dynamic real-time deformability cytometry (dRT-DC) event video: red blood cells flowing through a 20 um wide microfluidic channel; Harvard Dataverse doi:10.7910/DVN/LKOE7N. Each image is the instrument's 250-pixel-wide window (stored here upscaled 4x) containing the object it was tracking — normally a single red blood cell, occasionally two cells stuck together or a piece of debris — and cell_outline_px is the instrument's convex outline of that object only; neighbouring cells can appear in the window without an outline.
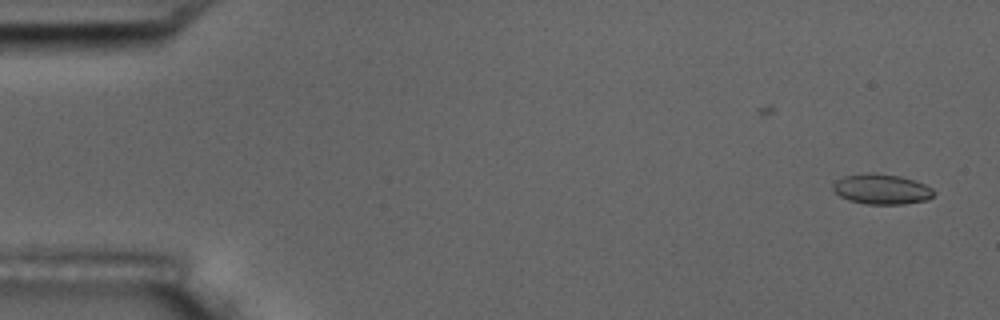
{"species": "common noctule bat (a hibernating species)", "species_latin": "Nyctalus noctula", "temperature_condition": "room temperature", "stored_images_in_passage": 39, "camera_frame_rate_fps": 3000, "um_per_image_px": 0.085, "animal": {"sex": "male", "body_mass_g": 17.5, "forearm_length_mm": 52.3}, "frame": {"image": 1, "passage_image": 2, "time_ms": 0.333, "image_size_px": [1000, 320], "cell_outline_px": [[936, 192], [928, 200], [904, 204], [868, 204], [848, 200], [840, 196], [832, 188], [832, 184], [836, 180], [844, 176], [868, 172], [872, 172], [900, 176], [924, 184], [932, 188]], "centroid_in_image_um": [74.93, 16.07], "position_along_channel_um": 10.1, "area_um2": 17.8}}
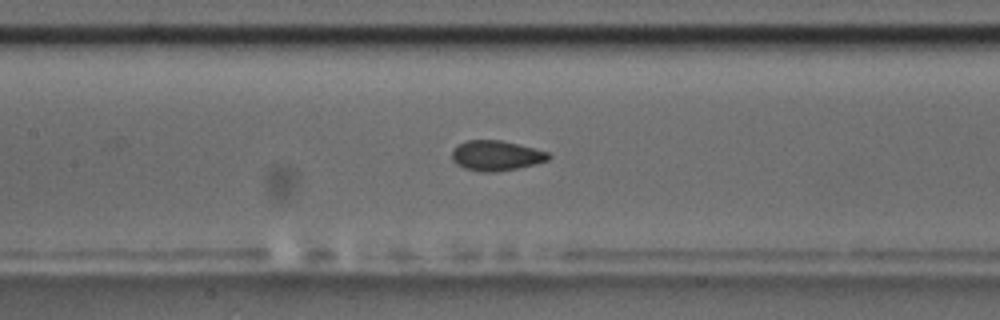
{"frame": {"image": 2, "passage_image": 26, "time_ms": 8.333, "image_size_px": [1000, 320], "cell_outline_px": [[552, 156], [548, 160], [516, 168], [496, 172], [480, 172], [464, 168], [456, 164], [452, 160], [452, 148], [468, 140], [500, 140], [548, 152]], "centroid_in_image_um": [42.13, 13.23], "position_along_channel_um": 165.3, "area_um2": 16.76}}
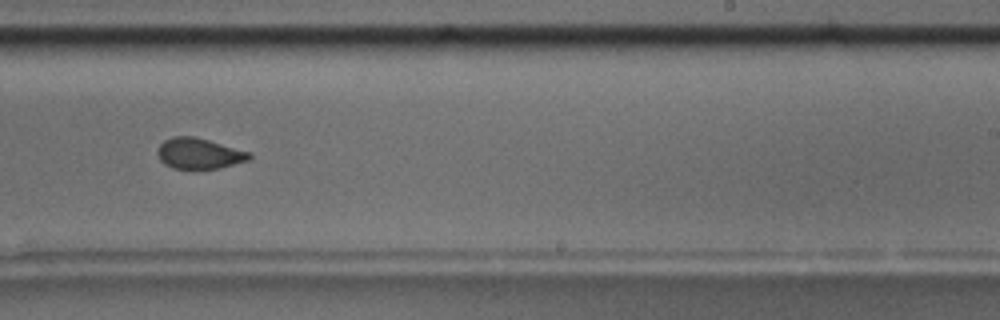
{"frame": {"image": 3, "passage_image": 35, "time_ms": 11.333, "image_size_px": [1000, 320], "cell_outline_px": [[252, 156], [248, 160], [216, 168], [172, 168], [164, 164], [160, 160], [156, 152], [160, 144], [164, 140], [172, 136], [192, 136], [208, 140], [248, 152]], "centroid_in_image_um": [16.85, 13.03], "position_along_channel_um": 272.2, "area_um2": 16.07}}